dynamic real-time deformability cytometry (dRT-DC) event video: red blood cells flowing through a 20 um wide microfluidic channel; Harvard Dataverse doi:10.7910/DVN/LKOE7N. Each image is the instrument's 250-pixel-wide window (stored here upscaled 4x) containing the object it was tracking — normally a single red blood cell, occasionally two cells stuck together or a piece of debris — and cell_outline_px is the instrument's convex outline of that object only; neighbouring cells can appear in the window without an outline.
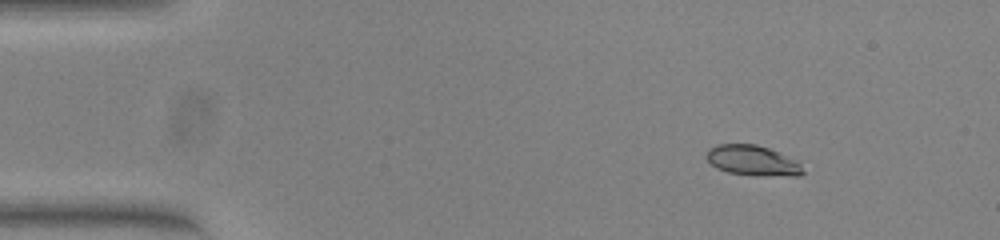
{"species": "common noctule bat (a hibernating species)", "species_latin": "Nyctalus noctula", "temperature_condition": "warm", "stored_images_in_passage": 48, "camera_frame_rate_fps": 3000, "um_per_image_px": 0.085, "animal": {"sex": "female", "body_mass_g": 23.0, "forearm_length_mm": 53.4}, "frame": {"image": 1, "passage_image": 1, "time_ms": 0.0, "image_size_px": [1000, 240], "cell_outline_px": [[804, 172], [800, 176], [756, 176], [728, 172], [716, 168], [708, 160], [708, 148], [716, 144], [756, 144], [768, 148], [796, 160], [800, 164]], "centroid_in_image_um": [63.99, 13.66], "position_along_channel_um": 21.0, "area_um2": 16.99}}
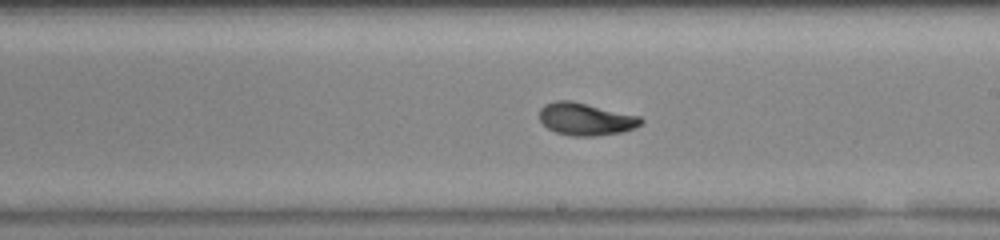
{"frame": {"image": 2, "passage_image": 25, "time_ms": 8.0, "image_size_px": [1000, 240], "cell_outline_px": [[644, 120], [640, 124], [624, 132], [596, 136], [572, 136], [556, 132], [548, 128], [540, 120], [540, 108], [544, 104], [556, 100], [572, 100], [640, 116]], "centroid_in_image_um": [49.78, 10.11], "position_along_channel_um": 239.2, "area_um2": 19.25}}
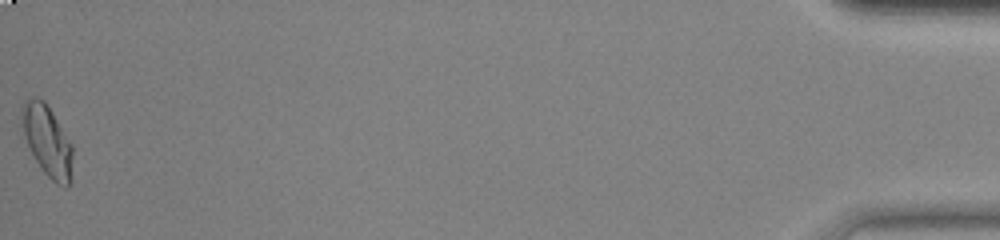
{"frame": {"image": 3, "passage_image": 48, "time_ms": 15.667, "image_size_px": [1000, 240], "cell_outline_px": [[72, 184], [68, 188], [64, 188], [56, 184], [44, 172], [36, 160], [24, 136], [20, 108], [24, 100], [32, 96], [36, 96], [44, 100], [52, 112], [72, 144]], "centroid_in_image_um": [4.04, 11.98], "position_along_channel_um": 431.2, "area_um2": 21.21}, "authors_computed_cell_mechanics": {"area_um2": 18.9584, "velocity_mm_per_s": 3.8266, "shape_relaxation_time_tau1_ms": 5.185, "shape_relaxation_time_tau2_ms": 1.2235, "deformation_change_tau1": 0.2083, "deformation_change_tau2": 0.0297}}